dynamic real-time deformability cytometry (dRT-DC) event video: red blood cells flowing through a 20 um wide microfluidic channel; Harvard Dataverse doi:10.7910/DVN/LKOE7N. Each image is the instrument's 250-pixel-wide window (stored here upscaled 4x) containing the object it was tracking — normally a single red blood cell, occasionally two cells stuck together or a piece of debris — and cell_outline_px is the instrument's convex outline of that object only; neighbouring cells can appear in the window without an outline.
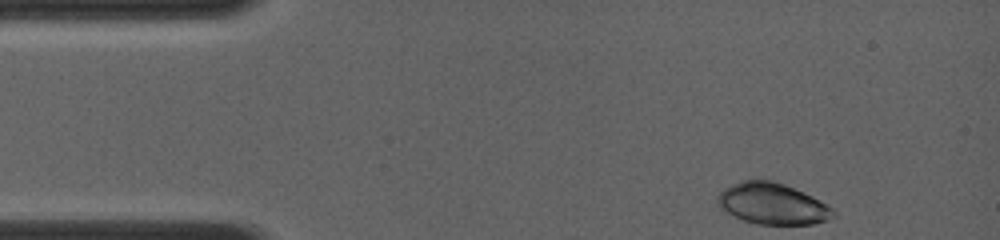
{"species": "common noctule bat (a hibernating species)", "species_latin": "Nyctalus noctula", "temperature_condition": "room temperature", "stored_images_in_passage": 38, "camera_frame_rate_fps": 4000, "um_per_image_px": 0.085, "animal": {"sex": "female", "body_mass_g": 19.0, "forearm_length_mm": 56.7}, "frame": {"image": 1, "passage_image": 1, "time_ms": 0.0, "image_size_px": [1000, 240], "cell_outline_px": [[836, 216], [828, 220], [812, 224], [756, 224], [744, 220], [720, 208], [716, 204], [716, 200], [720, 192], [724, 188], [732, 184], [744, 180], [772, 180], [784, 184], [804, 192], [812, 196], [832, 208], [836, 212]], "centroid_in_image_um": [65.66, 17.32], "position_along_channel_um": 19.3, "area_um2": 27.69}}
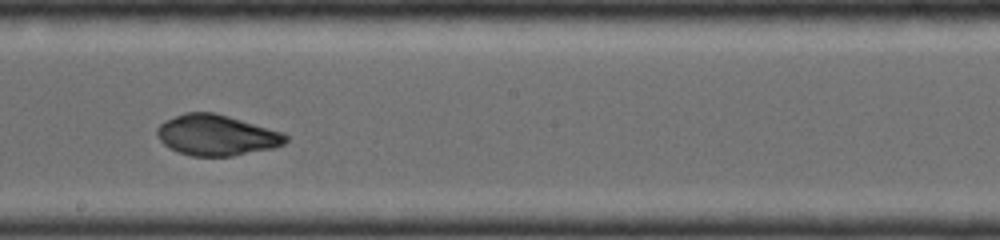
{"frame": {"image": 2, "passage_image": 19, "time_ms": 6.5, "image_size_px": [1000, 240], "cell_outline_px": [[288, 140], [284, 144], [272, 148], [232, 156], [192, 156], [168, 148], [156, 136], [156, 128], [164, 120], [184, 112], [216, 112], [284, 132], [288, 136]], "centroid_in_image_um": [18.39, 11.47], "position_along_channel_um": 229.8, "area_um2": 30.81}}
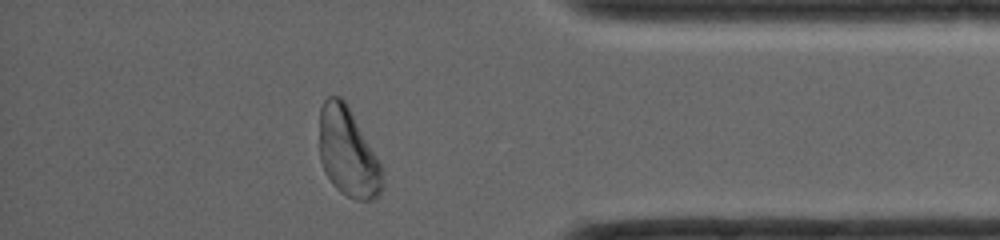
{"frame": {"image": 3, "passage_image": 38, "time_ms": 10.75, "image_size_px": [1000, 240], "cell_outline_px": [[384, 184], [376, 200], [356, 200], [340, 192], [332, 184], [324, 172], [320, 160], [320, 108], [324, 100], [328, 96], [340, 96], [348, 104], [380, 160]], "centroid_in_image_um": [29.59, 12.95], "position_along_channel_um": 405.6, "area_um2": 33.18}}